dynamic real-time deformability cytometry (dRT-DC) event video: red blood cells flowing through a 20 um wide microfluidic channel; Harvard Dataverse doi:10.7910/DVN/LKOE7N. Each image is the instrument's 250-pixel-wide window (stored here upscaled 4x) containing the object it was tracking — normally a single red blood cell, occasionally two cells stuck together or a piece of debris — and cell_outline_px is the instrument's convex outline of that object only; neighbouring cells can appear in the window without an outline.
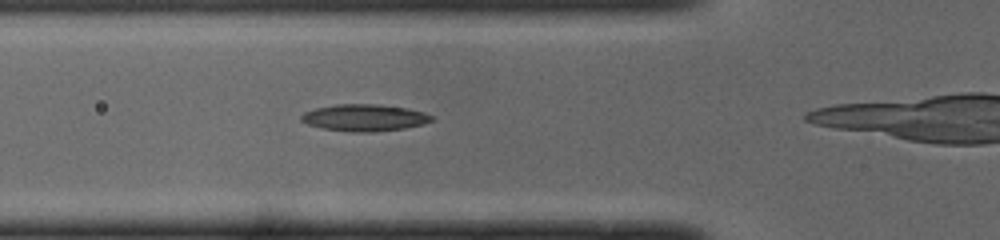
{"species": "common noctule bat (a hibernating species)", "species_latin": "Nyctalus noctula", "temperature_condition": "cold", "stored_images_in_passage": 11, "camera_frame_rate_fps": 3000, "um_per_image_px": 0.085, "animal": {"sex": "male", "body_mass_g": 19.0, "forearm_length_mm": 50.8}, "frame": {"image": 1, "passage_image": 7, "time_ms": 2.0, "image_size_px": [1000, 240], "cell_outline_px": [[432, 120], [424, 124], [404, 128], [372, 132], [356, 132], [324, 128], [308, 124], [300, 120], [300, 116], [304, 112], [316, 108], [336, 104], [376, 104], [404, 108], [424, 112], [432, 116]], "centroid_in_image_um": [30.96, 10.0], "position_along_channel_um": 94.8, "area_um2": 20.11}}
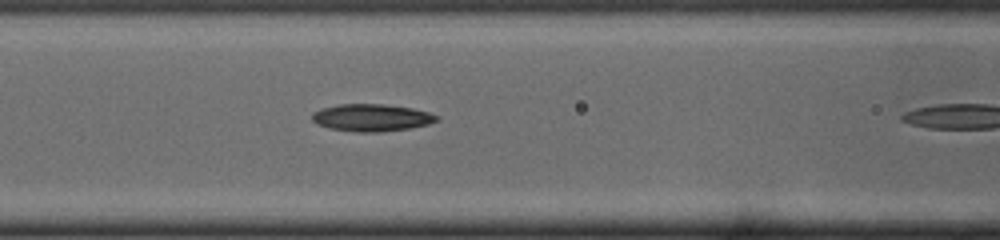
{"frame": {"image": 2, "passage_image": 10, "time_ms": 3.0, "image_size_px": [1000, 240], "cell_outline_px": [[440, 120], [428, 124], [408, 128], [380, 132], [356, 132], [328, 128], [316, 124], [312, 120], [312, 116], [320, 108], [340, 104], [384, 104], [412, 108], [428, 112], [440, 116]], "centroid_in_image_um": [31.59, 10.0], "position_along_channel_um": 135.0, "area_um2": 19.83}}